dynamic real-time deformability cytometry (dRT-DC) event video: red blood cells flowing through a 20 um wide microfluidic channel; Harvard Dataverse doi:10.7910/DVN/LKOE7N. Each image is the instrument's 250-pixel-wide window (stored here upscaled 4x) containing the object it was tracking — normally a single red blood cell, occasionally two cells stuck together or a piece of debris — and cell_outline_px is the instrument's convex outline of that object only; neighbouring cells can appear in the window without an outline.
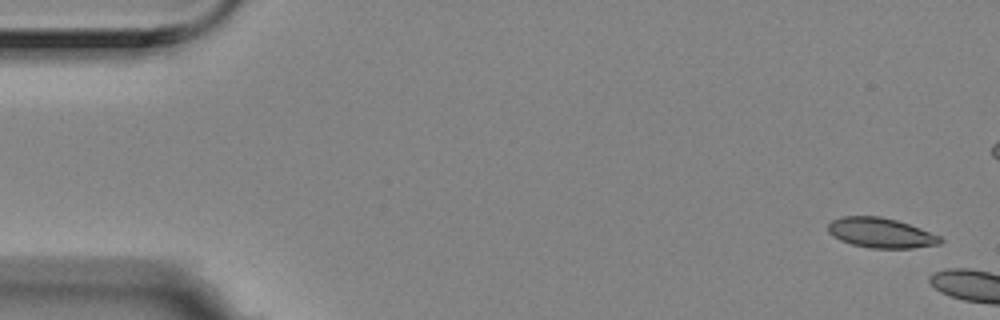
{"species": "Egyptian fruit bat (a non-hibernating species)", "species_latin": "Rousettus aegyptiacus", "temperature_condition": "room temperature", "stored_images_in_passage": 4, "camera_frame_rate_fps": 3000, "um_per_image_px": 0.085, "animal": {"sex": "female"}, "frame": {"image": 1, "passage_image": 1, "time_ms": 0.0, "image_size_px": [1000, 320], "cell_outline_px": [[944, 240], [940, 244], [912, 248], [872, 248], [852, 244], [840, 240], [832, 236], [828, 232], [828, 224], [832, 220], [844, 216], [880, 216], [896, 220], [920, 228], [940, 236]], "centroid_in_image_um": [74.87, 19.79], "position_along_channel_um": 10.1, "area_um2": 19.54}}